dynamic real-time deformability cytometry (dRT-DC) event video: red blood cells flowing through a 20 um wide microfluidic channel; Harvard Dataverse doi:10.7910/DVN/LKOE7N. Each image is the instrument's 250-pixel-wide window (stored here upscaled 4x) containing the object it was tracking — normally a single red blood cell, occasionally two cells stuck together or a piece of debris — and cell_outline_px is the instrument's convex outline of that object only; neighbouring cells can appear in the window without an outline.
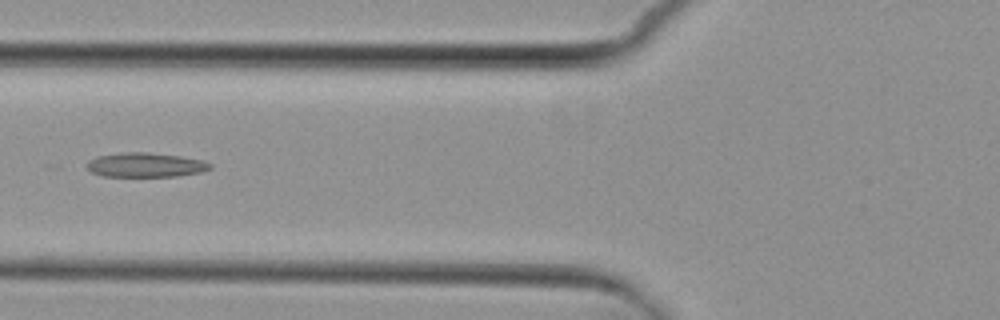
{"species": "common noctule bat (a hibernating species)", "species_latin": "Nyctalus noctula", "temperature_condition": "cold", "stored_images_in_passage": 6, "camera_frame_rate_fps": 3000, "um_per_image_px": 0.085, "animal": {"sex": "female", "body_mass_g": 29.2, "forearm_length_mm": 56.3}, "frame": {"image": 1, "passage_image": 6, "time_ms": 6.0, "image_size_px": [1000, 320], "cell_outline_px": [[212, 168], [200, 172], [176, 176], [100, 176], [92, 172], [84, 164], [88, 160], [96, 156], [124, 152], [148, 152], [180, 156], [204, 160], [212, 164]], "centroid_in_image_um": [12.35, 14.01], "position_along_channel_um": 113.5, "area_um2": 17.63}}